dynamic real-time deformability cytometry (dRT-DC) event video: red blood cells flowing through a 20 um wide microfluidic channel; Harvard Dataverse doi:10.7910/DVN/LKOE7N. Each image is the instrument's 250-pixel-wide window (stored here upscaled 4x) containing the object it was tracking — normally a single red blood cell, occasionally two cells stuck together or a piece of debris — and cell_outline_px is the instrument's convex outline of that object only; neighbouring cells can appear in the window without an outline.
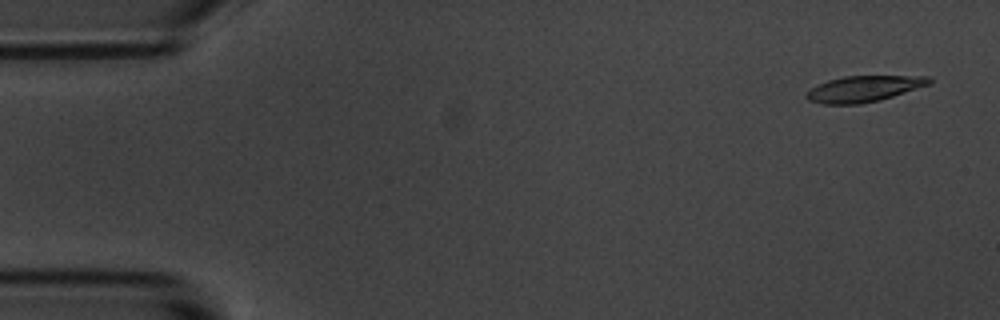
{"species": "common noctule bat (a hibernating species)", "species_latin": "Nyctalus noctula", "temperature_condition": "room temperature", "stored_images_in_passage": 9, "camera_frame_rate_fps": 3000, "um_per_image_px": 0.085, "animal": {"sex": "male", "body_mass_g": 20.1, "forearm_length_mm": 53.5}, "frame": {"image": 1, "passage_image": 1, "time_ms": 0.0, "image_size_px": [1000, 320], "cell_outline_px": [[932, 80], [928, 84], [880, 100], [860, 104], [820, 104], [808, 100], [804, 96], [812, 88], [828, 80], [844, 76], [928, 76]], "centroid_in_image_um": [73.38, 7.55], "position_along_channel_um": 11.6, "area_um2": 18.32}}
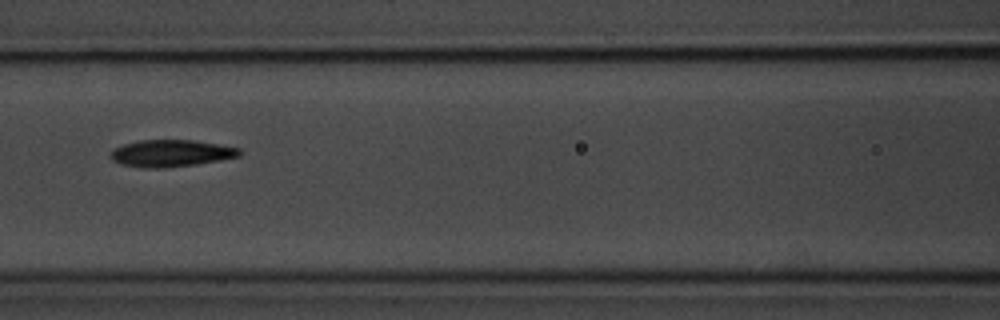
{"frame": {"image": 2, "passage_image": 7, "time_ms": 2.0, "image_size_px": [1000, 320], "cell_outline_px": [[244, 152], [240, 156], [220, 160], [196, 164], [164, 168], [144, 168], [124, 164], [112, 160], [108, 156], [112, 148], [124, 144], [140, 140], [192, 140], [240, 148]], "centroid_in_image_um": [14.53, 13.03], "position_along_channel_um": 152.1, "area_um2": 20.29}}
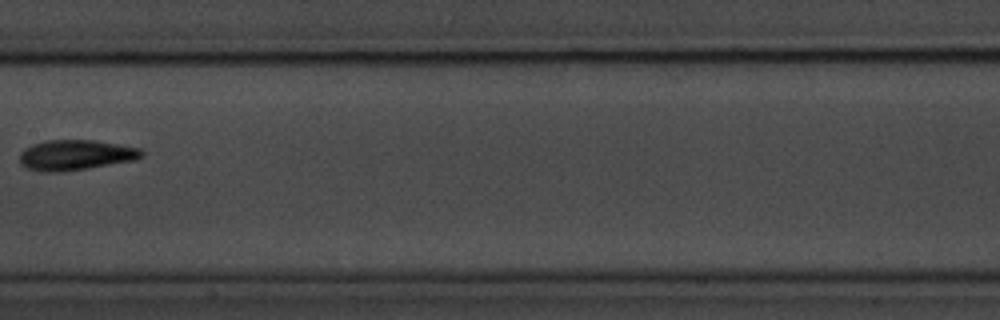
{"frame": {"image": 3, "passage_image": 8, "time_ms": 2.333, "image_size_px": [1000, 320], "cell_outline_px": [[144, 156], [136, 160], [88, 168], [56, 172], [44, 172], [28, 168], [20, 164], [20, 152], [24, 148], [32, 144], [44, 140], [96, 140], [140, 148], [144, 152]], "centroid_in_image_um": [6.44, 13.17], "position_along_channel_um": 201.0, "area_um2": 21.68}}